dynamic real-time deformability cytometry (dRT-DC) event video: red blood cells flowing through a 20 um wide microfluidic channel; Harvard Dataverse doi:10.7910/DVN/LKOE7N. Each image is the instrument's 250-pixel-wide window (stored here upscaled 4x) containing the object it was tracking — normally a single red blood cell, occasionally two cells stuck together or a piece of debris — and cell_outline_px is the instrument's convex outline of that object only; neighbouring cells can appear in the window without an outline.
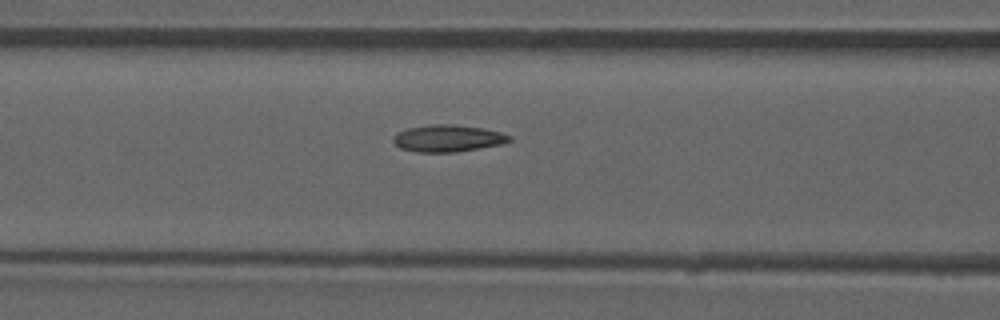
{"species": "common noctule bat (a hibernating species)", "species_latin": "Nyctalus noctula", "temperature_condition": "room temperature", "stored_images_in_passage": 44, "camera_frame_rate_fps": 3000, "um_per_image_px": 0.085, "animal": {"sex": "male", "forearm_length_mm": 52.5}, "frame": {"image": 1, "passage_image": 13, "time_ms": 4.0, "image_size_px": [1000, 320], "cell_outline_px": [[512, 140], [500, 144], [456, 152], [416, 152], [400, 148], [392, 140], [392, 136], [396, 132], [408, 128], [428, 124], [452, 124], [484, 128], [500, 132], [512, 136]], "centroid_in_image_um": [38.03, 11.75], "position_along_channel_um": 128.6, "area_um2": 18.32}, "authors_computed_cell_mechanics": {"area_um2": 17.4845, "velocity_mm_per_s": 3.879, "shape_relaxation_time_tau1_ms": null, "shape_relaxation_time_tau2_ms": 2.4053, "deformation_change_tau1": null, "deformation_change_tau2": 0.0946}}